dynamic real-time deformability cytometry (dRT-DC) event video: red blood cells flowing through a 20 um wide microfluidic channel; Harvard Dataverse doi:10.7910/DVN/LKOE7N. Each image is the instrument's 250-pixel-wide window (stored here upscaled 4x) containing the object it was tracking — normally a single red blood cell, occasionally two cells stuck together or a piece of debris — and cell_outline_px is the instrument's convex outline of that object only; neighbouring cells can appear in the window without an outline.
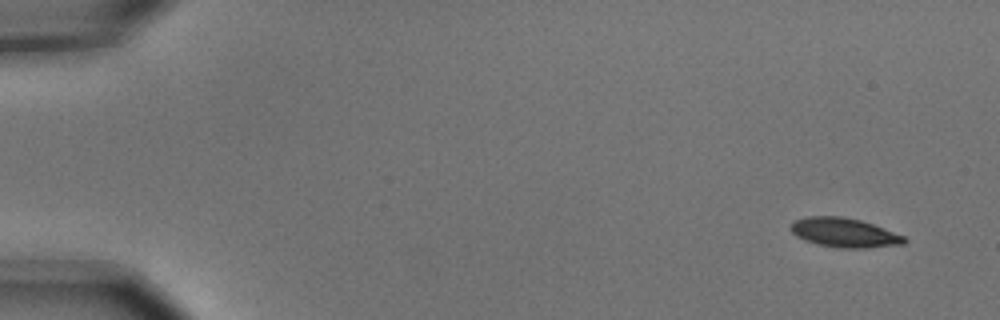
{"species": "common noctule bat (a hibernating species)", "species_latin": "Nyctalus noctula", "temperature_condition": "cold", "stored_images_in_passage": 4, "camera_frame_rate_fps": 3000, "um_per_image_px": 0.085, "animal": {"sex": "male", "body_mass_g": 15.6}, "frame": {"image": 1, "passage_image": 1, "time_ms": 0.0, "image_size_px": [1000, 320], "cell_outline_px": [[908, 240], [904, 244], [868, 248], [840, 248], [816, 244], [804, 240], [796, 236], [792, 232], [792, 220], [808, 216], [844, 216], [860, 220], [872, 224], [904, 236]], "centroid_in_image_um": [71.75, 19.78], "position_along_channel_um": 13.2, "area_um2": 19.42}}